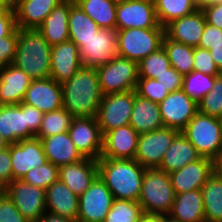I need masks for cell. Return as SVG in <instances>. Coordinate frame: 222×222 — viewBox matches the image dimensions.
Segmentation results:
<instances>
[{"label": "cell", "instance_id": "1", "mask_svg": "<svg viewBox=\"0 0 222 222\" xmlns=\"http://www.w3.org/2000/svg\"><path fill=\"white\" fill-rule=\"evenodd\" d=\"M63 108L74 117H97L102 101L96 68L81 67L62 84Z\"/></svg>", "mask_w": 222, "mask_h": 222}, {"label": "cell", "instance_id": "2", "mask_svg": "<svg viewBox=\"0 0 222 222\" xmlns=\"http://www.w3.org/2000/svg\"><path fill=\"white\" fill-rule=\"evenodd\" d=\"M98 176L111 191L114 199L138 202L145 167L135 159L99 158Z\"/></svg>", "mask_w": 222, "mask_h": 222}, {"label": "cell", "instance_id": "3", "mask_svg": "<svg viewBox=\"0 0 222 222\" xmlns=\"http://www.w3.org/2000/svg\"><path fill=\"white\" fill-rule=\"evenodd\" d=\"M51 49L38 29L17 28V47L12 64L31 79L50 78Z\"/></svg>", "mask_w": 222, "mask_h": 222}, {"label": "cell", "instance_id": "4", "mask_svg": "<svg viewBox=\"0 0 222 222\" xmlns=\"http://www.w3.org/2000/svg\"><path fill=\"white\" fill-rule=\"evenodd\" d=\"M174 199L169 174L158 168H146L138 200L142 210L145 213L168 215Z\"/></svg>", "mask_w": 222, "mask_h": 222}, {"label": "cell", "instance_id": "5", "mask_svg": "<svg viewBox=\"0 0 222 222\" xmlns=\"http://www.w3.org/2000/svg\"><path fill=\"white\" fill-rule=\"evenodd\" d=\"M181 132L201 157L212 160L222 150V122L220 118L198 111Z\"/></svg>", "mask_w": 222, "mask_h": 222}, {"label": "cell", "instance_id": "6", "mask_svg": "<svg viewBox=\"0 0 222 222\" xmlns=\"http://www.w3.org/2000/svg\"><path fill=\"white\" fill-rule=\"evenodd\" d=\"M164 35V27L118 30L117 54L139 63L162 47Z\"/></svg>", "mask_w": 222, "mask_h": 222}, {"label": "cell", "instance_id": "7", "mask_svg": "<svg viewBox=\"0 0 222 222\" xmlns=\"http://www.w3.org/2000/svg\"><path fill=\"white\" fill-rule=\"evenodd\" d=\"M96 69L103 96L135 90L139 78L137 62L118 55Z\"/></svg>", "mask_w": 222, "mask_h": 222}, {"label": "cell", "instance_id": "8", "mask_svg": "<svg viewBox=\"0 0 222 222\" xmlns=\"http://www.w3.org/2000/svg\"><path fill=\"white\" fill-rule=\"evenodd\" d=\"M78 48L82 67L105 65L118 56V29L101 28L93 37L82 41Z\"/></svg>", "mask_w": 222, "mask_h": 222}, {"label": "cell", "instance_id": "9", "mask_svg": "<svg viewBox=\"0 0 222 222\" xmlns=\"http://www.w3.org/2000/svg\"><path fill=\"white\" fill-rule=\"evenodd\" d=\"M133 105L134 90L104 95L96 117L102 135L114 128L129 125Z\"/></svg>", "mask_w": 222, "mask_h": 222}, {"label": "cell", "instance_id": "10", "mask_svg": "<svg viewBox=\"0 0 222 222\" xmlns=\"http://www.w3.org/2000/svg\"><path fill=\"white\" fill-rule=\"evenodd\" d=\"M180 131L162 127L139 135L134 159L145 168H158L175 136Z\"/></svg>", "mask_w": 222, "mask_h": 222}, {"label": "cell", "instance_id": "11", "mask_svg": "<svg viewBox=\"0 0 222 222\" xmlns=\"http://www.w3.org/2000/svg\"><path fill=\"white\" fill-rule=\"evenodd\" d=\"M114 196L97 176L90 187L79 196L77 222H103Z\"/></svg>", "mask_w": 222, "mask_h": 222}, {"label": "cell", "instance_id": "12", "mask_svg": "<svg viewBox=\"0 0 222 222\" xmlns=\"http://www.w3.org/2000/svg\"><path fill=\"white\" fill-rule=\"evenodd\" d=\"M3 191L29 222H36L46 212V190L41 187L12 180Z\"/></svg>", "mask_w": 222, "mask_h": 222}, {"label": "cell", "instance_id": "13", "mask_svg": "<svg viewBox=\"0 0 222 222\" xmlns=\"http://www.w3.org/2000/svg\"><path fill=\"white\" fill-rule=\"evenodd\" d=\"M162 27L157 19L155 3L151 0H118L116 9V28Z\"/></svg>", "mask_w": 222, "mask_h": 222}, {"label": "cell", "instance_id": "14", "mask_svg": "<svg viewBox=\"0 0 222 222\" xmlns=\"http://www.w3.org/2000/svg\"><path fill=\"white\" fill-rule=\"evenodd\" d=\"M68 133L83 157L95 160L101 157L103 135L95 117H74Z\"/></svg>", "mask_w": 222, "mask_h": 222}, {"label": "cell", "instance_id": "15", "mask_svg": "<svg viewBox=\"0 0 222 222\" xmlns=\"http://www.w3.org/2000/svg\"><path fill=\"white\" fill-rule=\"evenodd\" d=\"M158 105L164 126L179 131L198 112V105L182 89L169 93Z\"/></svg>", "mask_w": 222, "mask_h": 222}, {"label": "cell", "instance_id": "16", "mask_svg": "<svg viewBox=\"0 0 222 222\" xmlns=\"http://www.w3.org/2000/svg\"><path fill=\"white\" fill-rule=\"evenodd\" d=\"M10 157L13 180H21L28 171L48 162L41 139L36 137L10 144Z\"/></svg>", "mask_w": 222, "mask_h": 222}, {"label": "cell", "instance_id": "17", "mask_svg": "<svg viewBox=\"0 0 222 222\" xmlns=\"http://www.w3.org/2000/svg\"><path fill=\"white\" fill-rule=\"evenodd\" d=\"M22 103L36 107L42 113L63 108L62 84L52 78L32 79Z\"/></svg>", "mask_w": 222, "mask_h": 222}, {"label": "cell", "instance_id": "18", "mask_svg": "<svg viewBox=\"0 0 222 222\" xmlns=\"http://www.w3.org/2000/svg\"><path fill=\"white\" fill-rule=\"evenodd\" d=\"M139 135L130 124L106 132L100 158L134 159Z\"/></svg>", "mask_w": 222, "mask_h": 222}, {"label": "cell", "instance_id": "19", "mask_svg": "<svg viewBox=\"0 0 222 222\" xmlns=\"http://www.w3.org/2000/svg\"><path fill=\"white\" fill-rule=\"evenodd\" d=\"M213 174L212 160L201 157L169 174L175 195L202 189Z\"/></svg>", "mask_w": 222, "mask_h": 222}, {"label": "cell", "instance_id": "20", "mask_svg": "<svg viewBox=\"0 0 222 222\" xmlns=\"http://www.w3.org/2000/svg\"><path fill=\"white\" fill-rule=\"evenodd\" d=\"M50 78L59 84L71 79L82 67L79 48L73 41H66L52 46Z\"/></svg>", "mask_w": 222, "mask_h": 222}, {"label": "cell", "instance_id": "21", "mask_svg": "<svg viewBox=\"0 0 222 222\" xmlns=\"http://www.w3.org/2000/svg\"><path fill=\"white\" fill-rule=\"evenodd\" d=\"M206 25V19L201 8L195 12L171 21L167 24L165 35L176 42L198 47Z\"/></svg>", "mask_w": 222, "mask_h": 222}, {"label": "cell", "instance_id": "22", "mask_svg": "<svg viewBox=\"0 0 222 222\" xmlns=\"http://www.w3.org/2000/svg\"><path fill=\"white\" fill-rule=\"evenodd\" d=\"M0 134L10 144L35 137L28 129L25 103L0 105Z\"/></svg>", "mask_w": 222, "mask_h": 222}, {"label": "cell", "instance_id": "23", "mask_svg": "<svg viewBox=\"0 0 222 222\" xmlns=\"http://www.w3.org/2000/svg\"><path fill=\"white\" fill-rule=\"evenodd\" d=\"M98 176L97 160H82L59 167L58 179L78 197L81 196Z\"/></svg>", "mask_w": 222, "mask_h": 222}, {"label": "cell", "instance_id": "24", "mask_svg": "<svg viewBox=\"0 0 222 222\" xmlns=\"http://www.w3.org/2000/svg\"><path fill=\"white\" fill-rule=\"evenodd\" d=\"M31 81L25 72L13 64L0 68V105L20 104Z\"/></svg>", "mask_w": 222, "mask_h": 222}, {"label": "cell", "instance_id": "25", "mask_svg": "<svg viewBox=\"0 0 222 222\" xmlns=\"http://www.w3.org/2000/svg\"><path fill=\"white\" fill-rule=\"evenodd\" d=\"M79 197L59 179L46 189V212L77 222Z\"/></svg>", "mask_w": 222, "mask_h": 222}, {"label": "cell", "instance_id": "26", "mask_svg": "<svg viewBox=\"0 0 222 222\" xmlns=\"http://www.w3.org/2000/svg\"><path fill=\"white\" fill-rule=\"evenodd\" d=\"M63 0H16L13 3L17 28L37 29Z\"/></svg>", "mask_w": 222, "mask_h": 222}, {"label": "cell", "instance_id": "27", "mask_svg": "<svg viewBox=\"0 0 222 222\" xmlns=\"http://www.w3.org/2000/svg\"><path fill=\"white\" fill-rule=\"evenodd\" d=\"M74 3V0L60 2L37 28L51 46L69 40L68 18Z\"/></svg>", "mask_w": 222, "mask_h": 222}, {"label": "cell", "instance_id": "28", "mask_svg": "<svg viewBox=\"0 0 222 222\" xmlns=\"http://www.w3.org/2000/svg\"><path fill=\"white\" fill-rule=\"evenodd\" d=\"M47 160L61 167L82 160L84 157L76 149L67 132L41 138Z\"/></svg>", "mask_w": 222, "mask_h": 222}, {"label": "cell", "instance_id": "29", "mask_svg": "<svg viewBox=\"0 0 222 222\" xmlns=\"http://www.w3.org/2000/svg\"><path fill=\"white\" fill-rule=\"evenodd\" d=\"M200 158L196 148L180 131L165 152L158 169L170 174Z\"/></svg>", "mask_w": 222, "mask_h": 222}, {"label": "cell", "instance_id": "30", "mask_svg": "<svg viewBox=\"0 0 222 222\" xmlns=\"http://www.w3.org/2000/svg\"><path fill=\"white\" fill-rule=\"evenodd\" d=\"M130 125L139 133H148L164 127L158 103L136 95L130 117Z\"/></svg>", "mask_w": 222, "mask_h": 222}, {"label": "cell", "instance_id": "31", "mask_svg": "<svg viewBox=\"0 0 222 222\" xmlns=\"http://www.w3.org/2000/svg\"><path fill=\"white\" fill-rule=\"evenodd\" d=\"M171 218L181 222H206L202 190H194L175 195Z\"/></svg>", "mask_w": 222, "mask_h": 222}, {"label": "cell", "instance_id": "32", "mask_svg": "<svg viewBox=\"0 0 222 222\" xmlns=\"http://www.w3.org/2000/svg\"><path fill=\"white\" fill-rule=\"evenodd\" d=\"M100 28H116L118 0H74Z\"/></svg>", "mask_w": 222, "mask_h": 222}, {"label": "cell", "instance_id": "33", "mask_svg": "<svg viewBox=\"0 0 222 222\" xmlns=\"http://www.w3.org/2000/svg\"><path fill=\"white\" fill-rule=\"evenodd\" d=\"M68 28L69 40L78 47L101 29L76 3L70 7Z\"/></svg>", "mask_w": 222, "mask_h": 222}, {"label": "cell", "instance_id": "34", "mask_svg": "<svg viewBox=\"0 0 222 222\" xmlns=\"http://www.w3.org/2000/svg\"><path fill=\"white\" fill-rule=\"evenodd\" d=\"M206 222H222V179L212 174L202 187Z\"/></svg>", "mask_w": 222, "mask_h": 222}, {"label": "cell", "instance_id": "35", "mask_svg": "<svg viewBox=\"0 0 222 222\" xmlns=\"http://www.w3.org/2000/svg\"><path fill=\"white\" fill-rule=\"evenodd\" d=\"M162 46L165 49L168 59L178 73L182 75L193 71L194 47L176 42L164 35Z\"/></svg>", "mask_w": 222, "mask_h": 222}, {"label": "cell", "instance_id": "36", "mask_svg": "<svg viewBox=\"0 0 222 222\" xmlns=\"http://www.w3.org/2000/svg\"><path fill=\"white\" fill-rule=\"evenodd\" d=\"M154 3L157 19L162 27L199 9L192 0H155Z\"/></svg>", "mask_w": 222, "mask_h": 222}, {"label": "cell", "instance_id": "37", "mask_svg": "<svg viewBox=\"0 0 222 222\" xmlns=\"http://www.w3.org/2000/svg\"><path fill=\"white\" fill-rule=\"evenodd\" d=\"M216 77L192 71L183 75L182 90L198 105L202 98L212 90Z\"/></svg>", "mask_w": 222, "mask_h": 222}, {"label": "cell", "instance_id": "38", "mask_svg": "<svg viewBox=\"0 0 222 222\" xmlns=\"http://www.w3.org/2000/svg\"><path fill=\"white\" fill-rule=\"evenodd\" d=\"M74 116L65 108H60L44 113L40 130L36 138L49 137L55 134L67 132Z\"/></svg>", "mask_w": 222, "mask_h": 222}, {"label": "cell", "instance_id": "39", "mask_svg": "<svg viewBox=\"0 0 222 222\" xmlns=\"http://www.w3.org/2000/svg\"><path fill=\"white\" fill-rule=\"evenodd\" d=\"M170 68L171 63L165 49L162 46L138 63V76L139 78L156 79Z\"/></svg>", "mask_w": 222, "mask_h": 222}, {"label": "cell", "instance_id": "40", "mask_svg": "<svg viewBox=\"0 0 222 222\" xmlns=\"http://www.w3.org/2000/svg\"><path fill=\"white\" fill-rule=\"evenodd\" d=\"M143 213L139 202L114 199L104 222H139Z\"/></svg>", "mask_w": 222, "mask_h": 222}, {"label": "cell", "instance_id": "41", "mask_svg": "<svg viewBox=\"0 0 222 222\" xmlns=\"http://www.w3.org/2000/svg\"><path fill=\"white\" fill-rule=\"evenodd\" d=\"M58 174L59 167L48 161L44 165L28 171L21 180L46 190L52 183L58 180Z\"/></svg>", "mask_w": 222, "mask_h": 222}, {"label": "cell", "instance_id": "42", "mask_svg": "<svg viewBox=\"0 0 222 222\" xmlns=\"http://www.w3.org/2000/svg\"><path fill=\"white\" fill-rule=\"evenodd\" d=\"M198 111L222 119V74L215 78L212 90L198 104Z\"/></svg>", "mask_w": 222, "mask_h": 222}, {"label": "cell", "instance_id": "43", "mask_svg": "<svg viewBox=\"0 0 222 222\" xmlns=\"http://www.w3.org/2000/svg\"><path fill=\"white\" fill-rule=\"evenodd\" d=\"M135 93L142 98L159 104L168 96L169 91L156 79L138 78Z\"/></svg>", "mask_w": 222, "mask_h": 222}, {"label": "cell", "instance_id": "44", "mask_svg": "<svg viewBox=\"0 0 222 222\" xmlns=\"http://www.w3.org/2000/svg\"><path fill=\"white\" fill-rule=\"evenodd\" d=\"M194 64L193 71H198L211 76L222 74L212 59L209 49L194 47Z\"/></svg>", "mask_w": 222, "mask_h": 222}, {"label": "cell", "instance_id": "45", "mask_svg": "<svg viewBox=\"0 0 222 222\" xmlns=\"http://www.w3.org/2000/svg\"><path fill=\"white\" fill-rule=\"evenodd\" d=\"M0 222H29L3 190L0 191Z\"/></svg>", "mask_w": 222, "mask_h": 222}, {"label": "cell", "instance_id": "46", "mask_svg": "<svg viewBox=\"0 0 222 222\" xmlns=\"http://www.w3.org/2000/svg\"><path fill=\"white\" fill-rule=\"evenodd\" d=\"M17 47V29L7 37L0 38V68L13 63Z\"/></svg>", "mask_w": 222, "mask_h": 222}, {"label": "cell", "instance_id": "47", "mask_svg": "<svg viewBox=\"0 0 222 222\" xmlns=\"http://www.w3.org/2000/svg\"><path fill=\"white\" fill-rule=\"evenodd\" d=\"M13 180V171L10 157V144L8 148L0 150V191L4 190Z\"/></svg>", "mask_w": 222, "mask_h": 222}, {"label": "cell", "instance_id": "48", "mask_svg": "<svg viewBox=\"0 0 222 222\" xmlns=\"http://www.w3.org/2000/svg\"><path fill=\"white\" fill-rule=\"evenodd\" d=\"M159 83L169 91V93L182 89L183 75L178 73L173 67L156 78Z\"/></svg>", "mask_w": 222, "mask_h": 222}, {"label": "cell", "instance_id": "49", "mask_svg": "<svg viewBox=\"0 0 222 222\" xmlns=\"http://www.w3.org/2000/svg\"><path fill=\"white\" fill-rule=\"evenodd\" d=\"M222 40V29L206 23L198 47L210 49L211 45Z\"/></svg>", "mask_w": 222, "mask_h": 222}, {"label": "cell", "instance_id": "50", "mask_svg": "<svg viewBox=\"0 0 222 222\" xmlns=\"http://www.w3.org/2000/svg\"><path fill=\"white\" fill-rule=\"evenodd\" d=\"M16 29L14 10L0 11V38L10 36Z\"/></svg>", "mask_w": 222, "mask_h": 222}, {"label": "cell", "instance_id": "51", "mask_svg": "<svg viewBox=\"0 0 222 222\" xmlns=\"http://www.w3.org/2000/svg\"><path fill=\"white\" fill-rule=\"evenodd\" d=\"M206 23L222 29V3L201 7Z\"/></svg>", "mask_w": 222, "mask_h": 222}, {"label": "cell", "instance_id": "52", "mask_svg": "<svg viewBox=\"0 0 222 222\" xmlns=\"http://www.w3.org/2000/svg\"><path fill=\"white\" fill-rule=\"evenodd\" d=\"M44 113L36 107L26 104V119L28 129L36 136L40 130Z\"/></svg>", "mask_w": 222, "mask_h": 222}, {"label": "cell", "instance_id": "53", "mask_svg": "<svg viewBox=\"0 0 222 222\" xmlns=\"http://www.w3.org/2000/svg\"><path fill=\"white\" fill-rule=\"evenodd\" d=\"M209 51L218 70L222 73V40L214 45H211Z\"/></svg>", "mask_w": 222, "mask_h": 222}, {"label": "cell", "instance_id": "54", "mask_svg": "<svg viewBox=\"0 0 222 222\" xmlns=\"http://www.w3.org/2000/svg\"><path fill=\"white\" fill-rule=\"evenodd\" d=\"M36 222H75V221L64 219L57 214L45 212Z\"/></svg>", "mask_w": 222, "mask_h": 222}, {"label": "cell", "instance_id": "55", "mask_svg": "<svg viewBox=\"0 0 222 222\" xmlns=\"http://www.w3.org/2000/svg\"><path fill=\"white\" fill-rule=\"evenodd\" d=\"M213 174L222 179V150L212 159Z\"/></svg>", "mask_w": 222, "mask_h": 222}, {"label": "cell", "instance_id": "56", "mask_svg": "<svg viewBox=\"0 0 222 222\" xmlns=\"http://www.w3.org/2000/svg\"><path fill=\"white\" fill-rule=\"evenodd\" d=\"M139 222H163V214L143 213Z\"/></svg>", "mask_w": 222, "mask_h": 222}, {"label": "cell", "instance_id": "57", "mask_svg": "<svg viewBox=\"0 0 222 222\" xmlns=\"http://www.w3.org/2000/svg\"><path fill=\"white\" fill-rule=\"evenodd\" d=\"M14 10L13 3L10 0H0V11Z\"/></svg>", "mask_w": 222, "mask_h": 222}, {"label": "cell", "instance_id": "58", "mask_svg": "<svg viewBox=\"0 0 222 222\" xmlns=\"http://www.w3.org/2000/svg\"><path fill=\"white\" fill-rule=\"evenodd\" d=\"M9 144L10 143L0 134V150L8 148Z\"/></svg>", "mask_w": 222, "mask_h": 222}, {"label": "cell", "instance_id": "59", "mask_svg": "<svg viewBox=\"0 0 222 222\" xmlns=\"http://www.w3.org/2000/svg\"><path fill=\"white\" fill-rule=\"evenodd\" d=\"M163 222H181V221L175 220V219L171 218L169 215L163 214Z\"/></svg>", "mask_w": 222, "mask_h": 222}, {"label": "cell", "instance_id": "60", "mask_svg": "<svg viewBox=\"0 0 222 222\" xmlns=\"http://www.w3.org/2000/svg\"><path fill=\"white\" fill-rule=\"evenodd\" d=\"M198 8L205 6V0H192Z\"/></svg>", "mask_w": 222, "mask_h": 222}, {"label": "cell", "instance_id": "61", "mask_svg": "<svg viewBox=\"0 0 222 222\" xmlns=\"http://www.w3.org/2000/svg\"><path fill=\"white\" fill-rule=\"evenodd\" d=\"M222 0H205V5L220 4Z\"/></svg>", "mask_w": 222, "mask_h": 222}]
</instances>
